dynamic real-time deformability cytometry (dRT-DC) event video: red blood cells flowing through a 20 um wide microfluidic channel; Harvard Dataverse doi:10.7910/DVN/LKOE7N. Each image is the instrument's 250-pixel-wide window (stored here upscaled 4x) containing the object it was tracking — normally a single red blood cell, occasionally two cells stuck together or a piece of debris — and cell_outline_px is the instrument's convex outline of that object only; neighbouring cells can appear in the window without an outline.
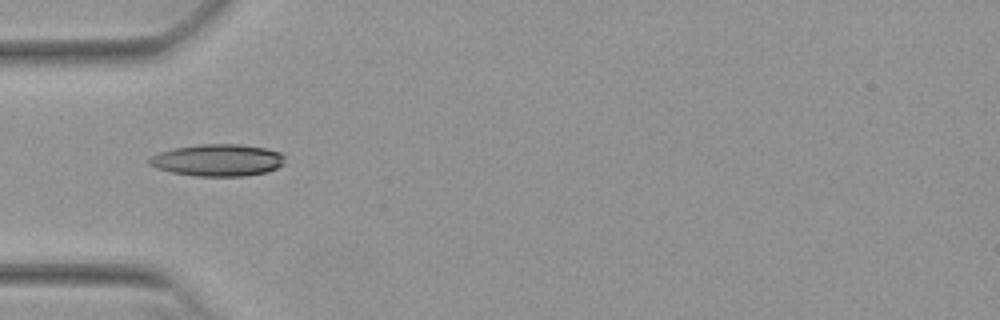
{"species": "Egyptian fruit bat (a non-hibernating species)", "species_latin": "Rousettus aegyptiacus", "temperature_condition": "warm", "stored_images_in_passage": 37, "camera_frame_rate_fps": 3000, "um_per_image_px": 0.085, "animal": {"sex": "female"}, "frame": {"image": 1, "passage_image": 1, "time_ms": 0.0, "image_size_px": [1000, 320], "cell_outline_px": [[284, 164], [268, 172], [244, 176], [196, 176], [172, 172], [156, 168], [148, 164], [148, 160], [152, 156], [160, 152], [176, 148], [200, 144], [240, 144], [264, 148], [280, 152], [284, 156]], "centroid_in_image_um": [18.52, 13.62], "position_along_channel_um": 66.5, "area_um2": 25.2}}
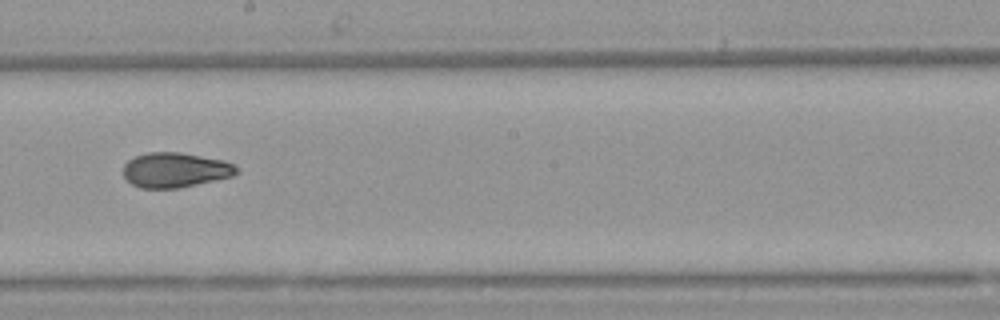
{"frame": {"image": 2, "passage_image": 14, "time_ms": 4.333, "image_size_px": [1000, 320], "cell_outline_px": [[240, 172], [232, 176], [180, 188], [140, 188], [132, 184], [124, 176], [124, 164], [128, 160], [136, 156], [148, 152], [180, 152], [224, 160], [240, 168]], "centroid_in_image_um": [14.91, 14.45], "position_along_channel_um": 233.3, "area_um2": 23.06}}
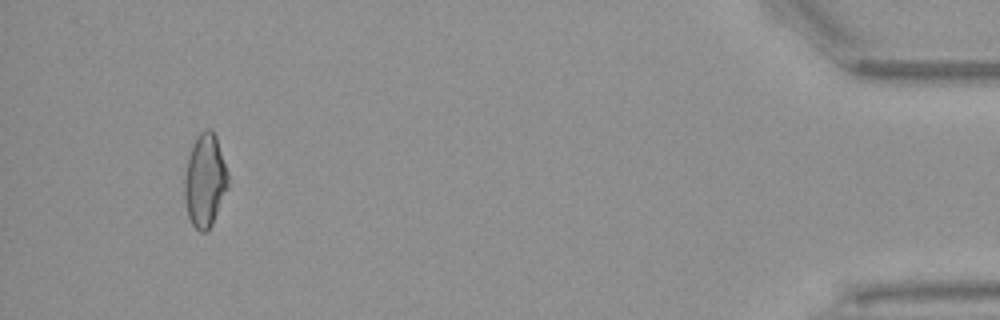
{"frame": {"image": 3, "passage_image": 34, "time_ms": 11.0, "image_size_px": [1000, 320], "cell_outline_px": [[228, 188], [212, 224], [204, 232], [200, 232], [192, 224], [188, 216], [184, 196], [184, 176], [192, 144], [200, 132], [208, 128], [216, 136], [228, 172]], "centroid_in_image_um": [17.42, 15.35], "position_along_channel_um": 417.8, "area_um2": 23.47}, "authors_computed_cell_mechanics": {"area_um2": 23.1778, "velocity_mm_per_s": 3.8584, "shape_relaxation_time_tau1_ms": 10.9844, "shape_relaxation_time_tau2_ms": 2.9425, "deformation_change_tau1": 0.2607, "deformation_change_tau2": 0.0937}}